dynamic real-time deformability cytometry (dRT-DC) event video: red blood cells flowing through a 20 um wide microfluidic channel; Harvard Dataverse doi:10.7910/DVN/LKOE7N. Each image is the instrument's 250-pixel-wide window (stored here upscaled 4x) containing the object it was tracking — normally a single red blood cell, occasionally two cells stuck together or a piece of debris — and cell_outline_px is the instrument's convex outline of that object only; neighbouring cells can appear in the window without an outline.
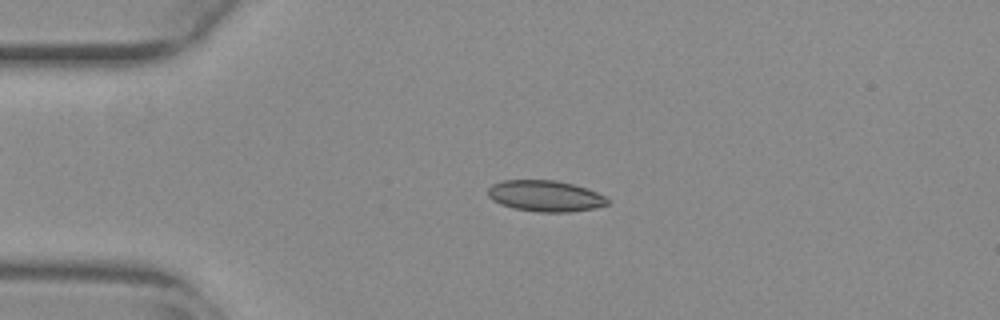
{"species": "common noctule bat (a hibernating species)", "species_latin": "Nyctalus noctula", "temperature_condition": "warm", "stored_images_in_passage": 47, "camera_frame_rate_fps": 3000, "um_per_image_px": 0.085, "animal": {"sex": "female", "body_mass_g": 29.2, "forearm_length_mm": 56.3}, "frame": {"image": 1, "passage_image": 6, "time_ms": 1.667, "image_size_px": [1000, 320], "cell_outline_px": [[608, 204], [596, 208], [572, 212], [540, 212], [512, 208], [500, 204], [492, 200], [488, 196], [488, 188], [492, 184], [504, 180], [556, 180], [588, 188], [604, 196], [608, 200]], "centroid_in_image_um": [46.34, 16.66], "position_along_channel_um": 38.7, "area_um2": 21.79}}
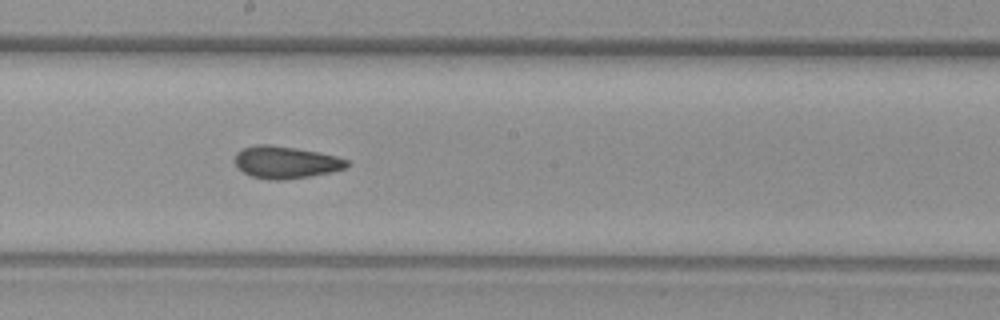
{"frame": {"image": 2, "passage_image": 23, "time_ms": 7.333, "image_size_px": [1000, 320], "cell_outline_px": [[352, 164], [348, 168], [332, 172], [284, 180], [268, 180], [252, 176], [244, 172], [236, 164], [236, 152], [244, 148], [256, 144], [268, 144], [296, 148], [320, 152], [336, 156], [348, 160]], "centroid_in_image_um": [24.35, 13.79], "position_along_channel_um": 223.8, "area_um2": 21.1}}
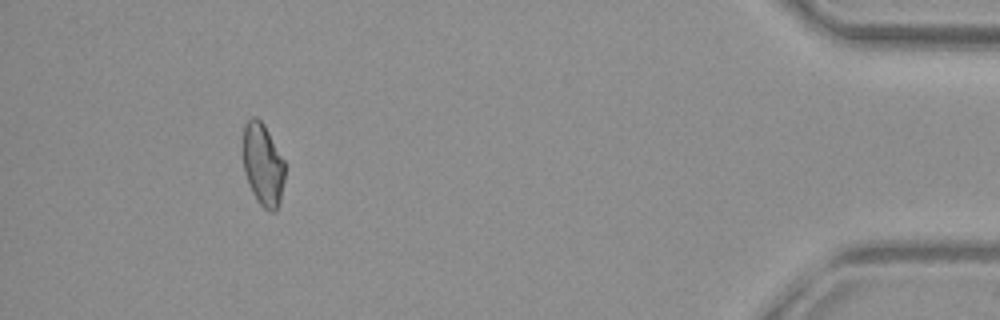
{"frame": {"image": 3, "passage_image": 43, "time_ms": 14.0, "image_size_px": [1000, 320], "cell_outline_px": [[284, 180], [280, 204], [276, 212], [268, 212], [256, 200], [252, 192], [244, 172], [244, 124], [252, 116], [256, 116], [264, 124], [284, 160]], "centroid_in_image_um": [22.36, 14.03], "position_along_channel_um": 412.8, "area_um2": 20.11}, "authors_computed_cell_mechanics": {"area_um2": 20.9236, "velocity_mm_per_s": 3.8299, "shape_relaxation_time_tau1_ms": null, "shape_relaxation_time_tau2_ms": 1.7501, "deformation_change_tau1": null, "deformation_change_tau2": 0.0595}}